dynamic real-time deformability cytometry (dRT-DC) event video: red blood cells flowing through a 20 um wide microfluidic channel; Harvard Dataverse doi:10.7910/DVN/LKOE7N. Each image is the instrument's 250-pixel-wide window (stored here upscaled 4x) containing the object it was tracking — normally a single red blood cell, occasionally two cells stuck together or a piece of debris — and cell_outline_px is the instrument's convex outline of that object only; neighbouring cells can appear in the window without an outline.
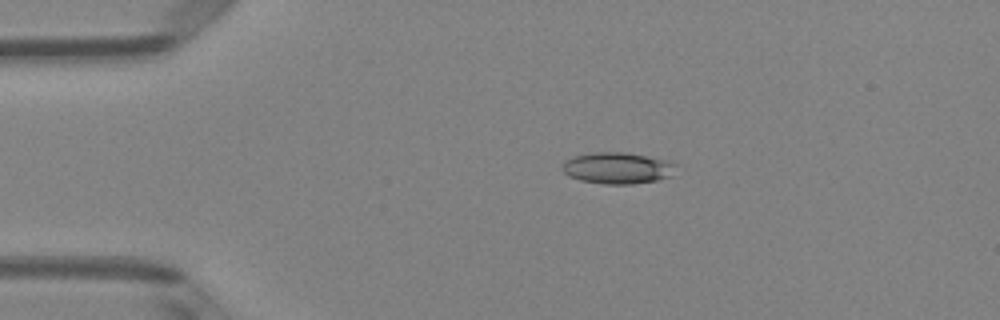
{"species": "Egyptian fruit bat (a non-hibernating species)", "species_latin": "Rousettus aegyptiacus", "temperature_condition": "room temperature", "stored_images_in_passage": 50, "camera_frame_rate_fps": 3000, "um_per_image_px": 0.085, "animal": {"sex": "female"}, "frame": {"image": 1, "passage_image": 10, "time_ms": 3.0, "image_size_px": [1000, 320], "cell_outline_px": [[676, 164], [672, 176], [656, 180], [632, 184], [604, 184], [580, 180], [568, 176], [560, 168], [564, 160], [572, 156], [596, 152], [624, 152], [672, 160]], "centroid_in_image_um": [52.48, 14.27], "position_along_channel_um": 32.5, "area_um2": 21.1}}
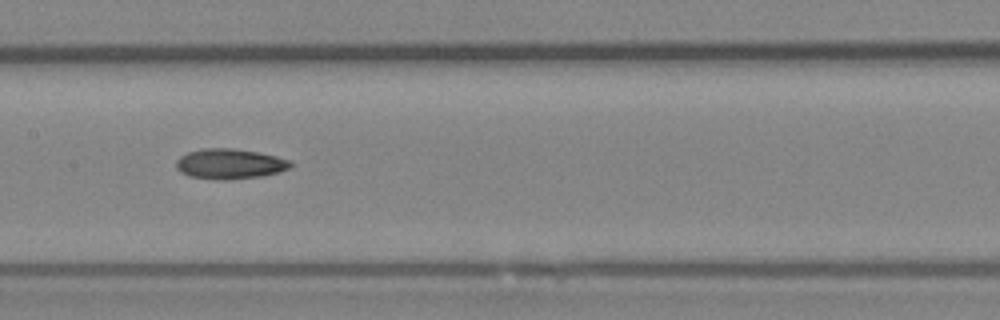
{"frame": {"image": 2, "passage_image": 25, "time_ms": 8.0, "image_size_px": [1000, 320], "cell_outline_px": [[292, 164], [288, 168], [280, 172], [264, 176], [228, 180], [216, 180], [188, 176], [180, 172], [176, 168], [176, 160], [180, 156], [188, 152], [200, 148], [232, 148], [256, 152], [276, 156], [292, 160]], "centroid_in_image_um": [19.51, 13.94], "position_along_channel_um": 187.9, "area_um2": 20.4}}
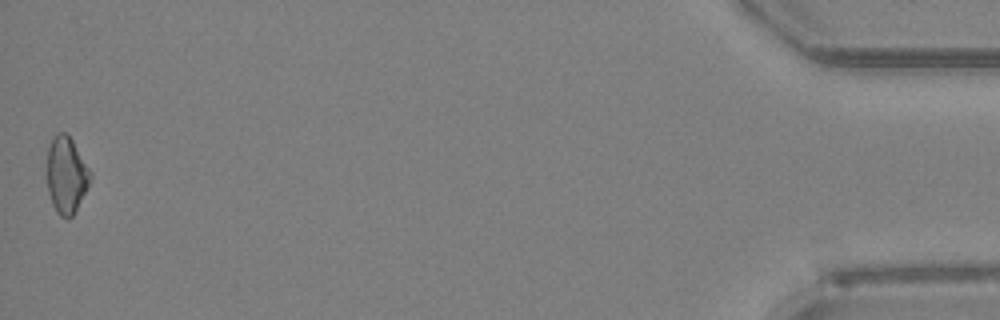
{"frame": {"image": 3, "passage_image": 50, "time_ms": 16.333, "image_size_px": [1000, 320], "cell_outline_px": [[92, 176], [72, 216], [68, 220], [60, 216], [56, 212], [52, 204], [48, 192], [48, 148], [56, 132], [64, 132], [72, 140], [92, 172]], "centroid_in_image_um": [5.64, 14.88], "position_along_channel_um": 429.6, "area_um2": 19.02}}